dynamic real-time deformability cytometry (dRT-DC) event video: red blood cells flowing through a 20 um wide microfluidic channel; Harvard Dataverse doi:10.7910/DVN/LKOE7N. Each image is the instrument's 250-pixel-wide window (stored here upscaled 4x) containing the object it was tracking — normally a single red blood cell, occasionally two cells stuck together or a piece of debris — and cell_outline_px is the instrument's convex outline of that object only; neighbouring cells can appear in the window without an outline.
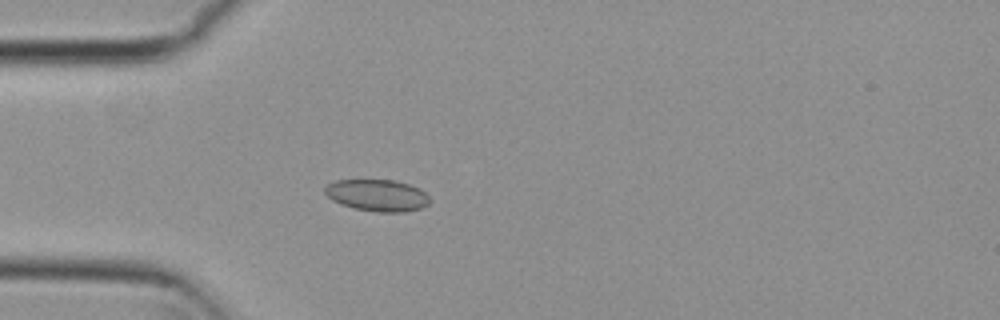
{"species": "common noctule bat (a hibernating species)", "species_latin": "Nyctalus noctula", "temperature_condition": "cold", "stored_images_in_passage": 4, "camera_frame_rate_fps": 3000, "um_per_image_px": 0.085, "animal": {"sex": "female", "body_mass_g": 29.2, "forearm_length_mm": 56.3}, "frame": {"image": 1, "passage_image": 4, "time_ms": 1.0, "image_size_px": [1000, 320], "cell_outline_px": [[432, 200], [428, 204], [420, 208], [404, 212], [376, 212], [352, 208], [340, 204], [332, 200], [324, 192], [324, 188], [328, 184], [336, 180], [392, 180], [408, 184], [420, 188]], "centroid_in_image_um": [32.06, 16.61], "position_along_channel_um": 52.9, "area_um2": 19.48}}